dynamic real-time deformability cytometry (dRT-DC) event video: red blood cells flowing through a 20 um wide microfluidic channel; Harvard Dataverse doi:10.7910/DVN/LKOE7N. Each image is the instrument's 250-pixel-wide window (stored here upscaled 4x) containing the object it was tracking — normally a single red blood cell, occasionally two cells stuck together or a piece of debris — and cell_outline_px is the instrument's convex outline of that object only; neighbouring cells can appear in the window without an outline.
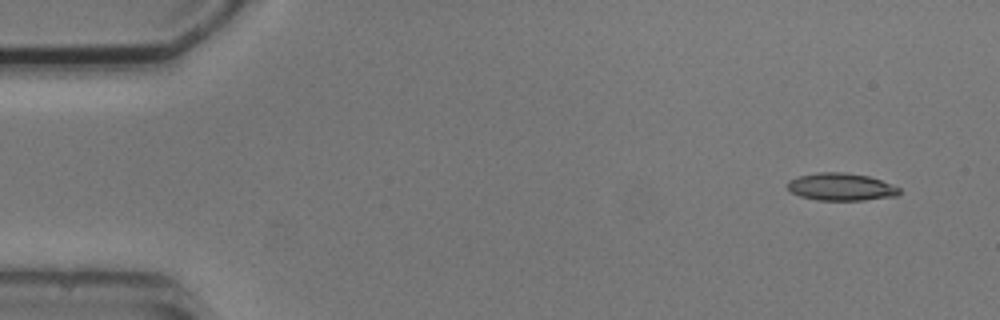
{"species": "common noctule bat (a hibernating species)", "species_latin": "Nyctalus noctula", "temperature_condition": "cold", "stored_images_in_passage": 5, "camera_frame_rate_fps": 3000, "um_per_image_px": 0.085, "animal": {"sex": "male", "body_mass_g": 20.5, "forearm_length_mm": 52.5}, "frame": {"image": 1, "passage_image": 1, "time_ms": 0.0, "image_size_px": [1000, 320], "cell_outline_px": [[900, 192], [896, 196], [864, 200], [816, 200], [800, 196], [792, 192], [788, 188], [788, 180], [796, 176], [816, 172], [844, 172], [868, 176], [880, 180], [900, 188]], "centroid_in_image_um": [71.45, 15.88], "position_along_channel_um": 13.5, "area_um2": 17.92}}